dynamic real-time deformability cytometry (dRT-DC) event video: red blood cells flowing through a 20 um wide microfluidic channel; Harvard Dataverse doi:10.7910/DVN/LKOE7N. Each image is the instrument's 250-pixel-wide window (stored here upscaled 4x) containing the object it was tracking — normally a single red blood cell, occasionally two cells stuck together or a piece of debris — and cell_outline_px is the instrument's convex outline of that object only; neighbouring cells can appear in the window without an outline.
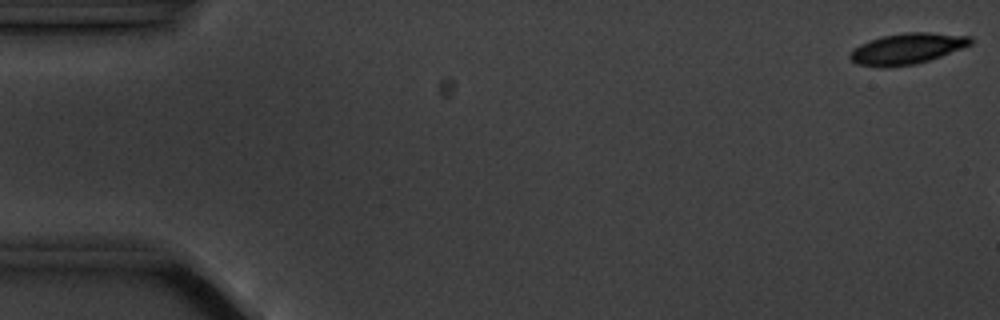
{"species": "common noctule bat (a hibernating species)", "species_latin": "Nyctalus noctula", "temperature_condition": "cold", "stored_images_in_passage": 3, "camera_frame_rate_fps": 3000, "um_per_image_px": 0.085, "animal": {"sex": "male", "body_mass_g": 20.1, "forearm_length_mm": 53.5}, "frame": {"image": 1, "passage_image": 1, "time_ms": 0.0, "image_size_px": [1000, 320], "cell_outline_px": [[972, 44], [940, 56], [916, 64], [888, 68], [884, 68], [856, 64], [848, 56], [852, 48], [868, 40], [880, 36], [904, 32], [928, 32], [972, 36]], "centroid_in_image_um": [77.05, 4.13], "position_along_channel_um": 8.0, "area_um2": 21.96}}